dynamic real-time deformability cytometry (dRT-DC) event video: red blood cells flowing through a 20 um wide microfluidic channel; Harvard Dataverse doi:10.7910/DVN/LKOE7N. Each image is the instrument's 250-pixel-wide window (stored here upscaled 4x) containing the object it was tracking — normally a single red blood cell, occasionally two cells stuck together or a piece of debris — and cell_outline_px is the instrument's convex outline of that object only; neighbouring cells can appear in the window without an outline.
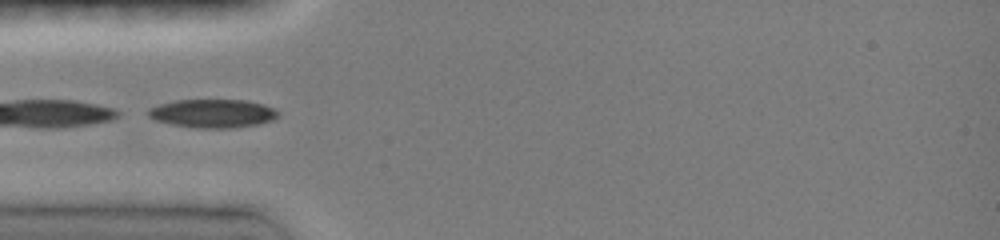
{"species": "common noctule bat (a hibernating species)", "species_latin": "Nyctalus noctula", "temperature_condition": "room temperature", "stored_images_in_passage": 23, "camera_frame_rate_fps": 3000, "um_per_image_px": 0.085, "animal": {"sex": "female", "body_mass_g": 19.0, "forearm_length_mm": 51.5}, "frame": {"image": 1, "passage_image": 1, "time_ms": 0.0, "image_size_px": [1000, 240], "cell_outline_px": [[280, 116], [276, 120], [260, 124], [232, 128], [196, 128], [172, 124], [156, 120], [148, 116], [148, 108], [160, 104], [176, 100], [248, 100], [264, 104], [276, 108], [280, 112]], "centroid_in_image_um": [18.17, 9.64], "position_along_channel_um": 66.8, "area_um2": 21.91}}